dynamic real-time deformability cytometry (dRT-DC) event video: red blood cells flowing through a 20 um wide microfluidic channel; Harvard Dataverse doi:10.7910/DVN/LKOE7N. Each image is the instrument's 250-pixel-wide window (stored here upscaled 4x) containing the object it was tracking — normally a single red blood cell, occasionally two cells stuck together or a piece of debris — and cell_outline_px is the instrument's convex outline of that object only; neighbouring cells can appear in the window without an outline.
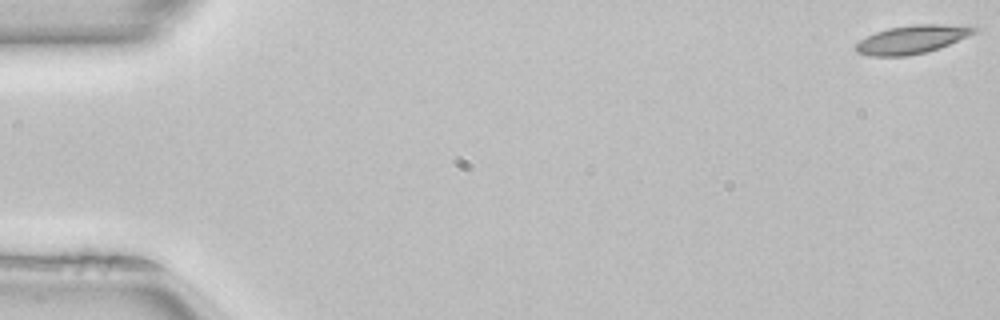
{"species": "common noctule bat (a hibernating species)", "species_latin": "Nyctalus noctula", "temperature_condition": "room temperature", "stored_images_in_passage": 14, "camera_frame_rate_fps": 3000, "um_per_image_px": 0.085, "animal": {"sex": "female", "body_mass_g": 22.7, "forearm_length_mm": 54.2}, "frame": {"image": 1, "passage_image": 1, "time_ms": 0.0, "image_size_px": [1000, 320], "cell_outline_px": [[980, 28], [976, 32], [968, 36], [948, 44], [924, 52], [908, 56], [868, 56], [856, 52], [856, 44], [860, 40], [876, 32], [888, 28], [912, 24], [976, 24]], "centroid_in_image_um": [77.59, 3.32], "position_along_channel_um": 7.4, "area_um2": 19.71}}